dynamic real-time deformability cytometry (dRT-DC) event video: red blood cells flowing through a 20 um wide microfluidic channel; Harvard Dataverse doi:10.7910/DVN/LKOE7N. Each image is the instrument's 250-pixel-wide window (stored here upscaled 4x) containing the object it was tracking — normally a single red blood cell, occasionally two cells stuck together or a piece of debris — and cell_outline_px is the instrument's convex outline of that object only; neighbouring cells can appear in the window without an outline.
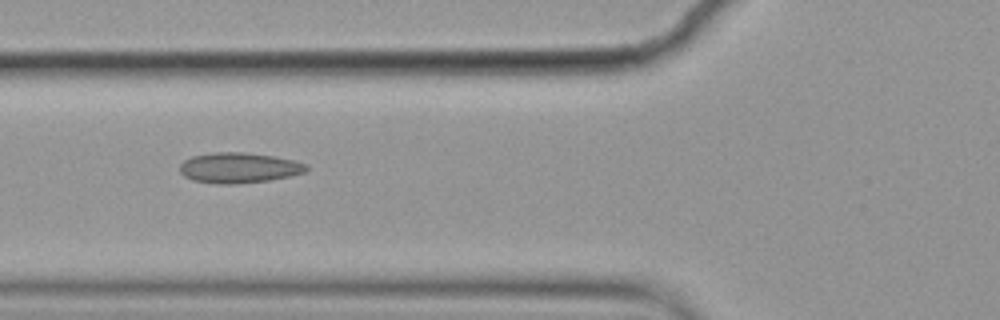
{"species": "common noctule bat (a hibernating species)", "species_latin": "Nyctalus noctula", "temperature_condition": "cold", "stored_images_in_passage": 10, "camera_frame_rate_fps": 3000, "um_per_image_px": 0.085, "animal": {"sex": "female", "body_mass_g": 19.9}, "frame": {"image": 1, "passage_image": 6, "time_ms": 1.667, "image_size_px": [1000, 320], "cell_outline_px": [[308, 168], [304, 172], [288, 176], [268, 180], [236, 184], [216, 184], [192, 180], [184, 176], [180, 172], [180, 164], [184, 160], [192, 156], [212, 152], [244, 152], [272, 156], [292, 160], [304, 164]], "centroid_in_image_um": [20.23, 14.26], "position_along_channel_um": 105.6, "area_um2": 22.25}}
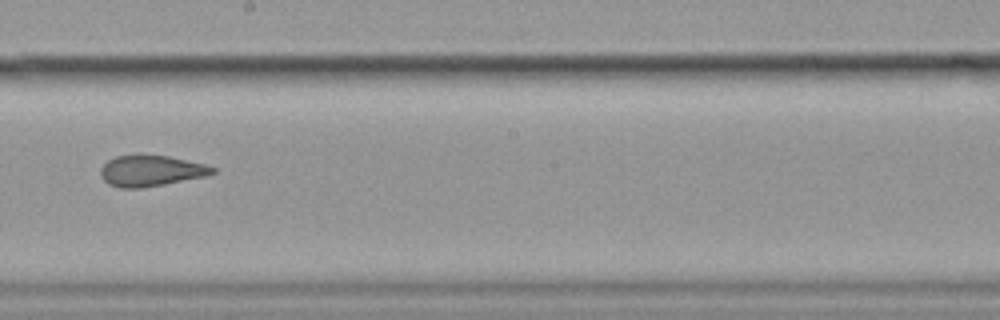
{"frame": {"image": 2, "passage_image": 9, "time_ms": 2.667, "image_size_px": [1000, 320], "cell_outline_px": [[216, 172], [204, 176], [164, 184], [140, 188], [120, 188], [108, 184], [100, 176], [100, 168], [108, 160], [116, 156], [168, 156], [204, 164], [216, 168]], "centroid_in_image_um": [12.8, 14.53], "position_along_channel_um": 235.4, "area_um2": 19.83}}
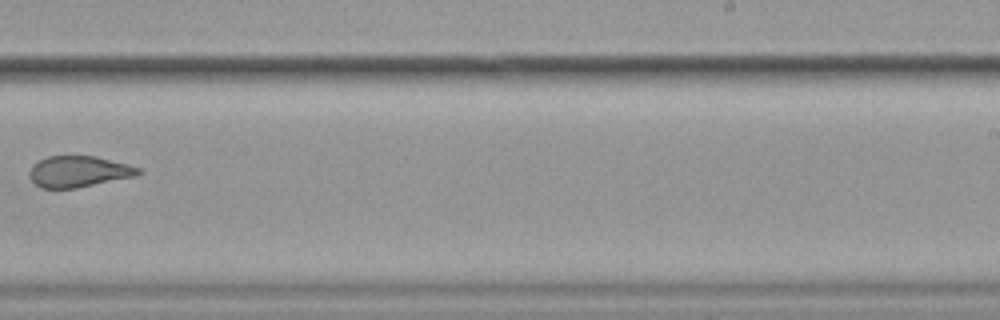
{"frame": {"image": 3, "passage_image": 10, "time_ms": 3.0, "image_size_px": [1000, 320], "cell_outline_px": [[144, 172], [136, 176], [76, 188], [40, 188], [28, 176], [28, 172], [32, 164], [48, 156], [96, 156], [128, 164], [140, 168]], "centroid_in_image_um": [6.69, 14.58], "position_along_channel_um": 282.3, "area_um2": 19.88}}